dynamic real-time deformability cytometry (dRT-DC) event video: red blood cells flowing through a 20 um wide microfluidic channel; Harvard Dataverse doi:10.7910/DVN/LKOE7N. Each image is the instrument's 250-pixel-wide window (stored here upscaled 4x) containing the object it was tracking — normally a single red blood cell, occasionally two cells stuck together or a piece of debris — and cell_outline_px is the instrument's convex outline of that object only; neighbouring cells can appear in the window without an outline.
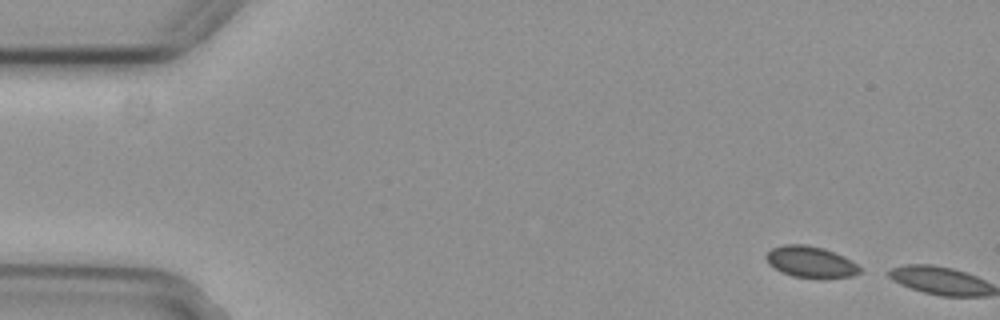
{"species": "common noctule bat (a hibernating species)", "species_latin": "Nyctalus noctula", "temperature_condition": "cold", "stored_images_in_passage": 5, "camera_frame_rate_fps": 3000, "um_per_image_px": 0.085, "animal": {"sex": "female", "body_mass_g": 29.2, "forearm_length_mm": 56.3}, "frame": {"image": 1, "passage_image": 1, "time_ms": 0.0, "image_size_px": [1000, 320], "cell_outline_px": [[860, 272], [852, 276], [824, 280], [820, 280], [792, 276], [780, 272], [768, 264], [764, 256], [772, 248], [784, 244], [804, 244], [824, 248], [844, 256], [856, 264], [860, 268]], "centroid_in_image_um": [68.89, 22.29], "position_along_channel_um": 16.1, "area_um2": 17.57}}